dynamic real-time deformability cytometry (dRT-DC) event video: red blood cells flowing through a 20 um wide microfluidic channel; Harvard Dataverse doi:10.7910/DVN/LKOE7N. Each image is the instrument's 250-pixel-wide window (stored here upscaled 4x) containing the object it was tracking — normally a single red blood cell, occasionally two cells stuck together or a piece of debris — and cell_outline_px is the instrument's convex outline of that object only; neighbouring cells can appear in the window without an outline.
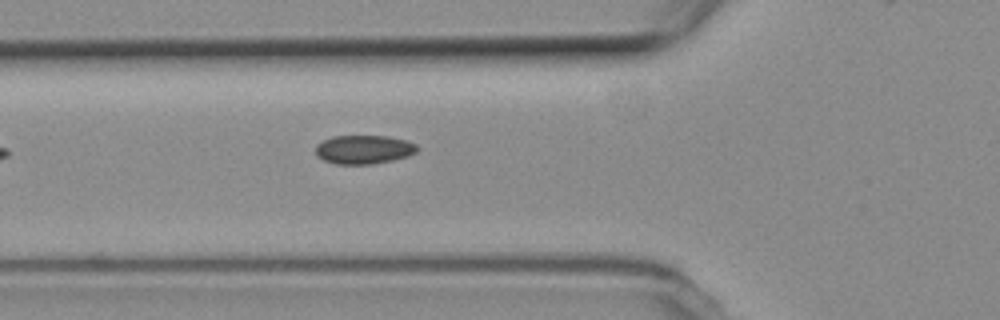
{"species": "common noctule bat (a hibernating species)", "species_latin": "Nyctalus noctula", "temperature_condition": "room temperature", "stored_images_in_passage": 8, "camera_frame_rate_fps": 3000, "um_per_image_px": 0.085, "animal": {"sex": "female", "body_mass_g": 19.3, "forearm_length_mm": 54.1}, "frame": {"image": 1, "passage_image": 3, "time_ms": 0.667, "image_size_px": [1000, 320], "cell_outline_px": [[420, 148], [416, 152], [408, 156], [392, 160], [372, 164], [336, 164], [324, 160], [316, 156], [316, 144], [332, 136], [388, 136], [408, 140], [416, 144]], "centroid_in_image_um": [30.94, 12.7], "position_along_channel_um": 94.9, "area_um2": 17.17}}